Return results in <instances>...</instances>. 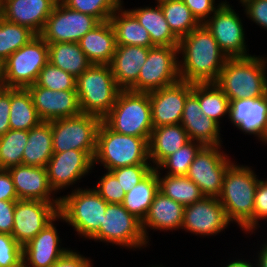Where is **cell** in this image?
I'll use <instances>...</instances> for the list:
<instances>
[{
  "instance_id": "cell-1",
  "label": "cell",
  "mask_w": 267,
  "mask_h": 267,
  "mask_svg": "<svg viewBox=\"0 0 267 267\" xmlns=\"http://www.w3.org/2000/svg\"><path fill=\"white\" fill-rule=\"evenodd\" d=\"M178 53L180 80L189 83H215L228 59L204 24L179 39Z\"/></svg>"
},
{
  "instance_id": "cell-2",
  "label": "cell",
  "mask_w": 267,
  "mask_h": 267,
  "mask_svg": "<svg viewBox=\"0 0 267 267\" xmlns=\"http://www.w3.org/2000/svg\"><path fill=\"white\" fill-rule=\"evenodd\" d=\"M248 166L232 163L223 179L218 197L230 222L237 223L245 232H253L254 198L259 182Z\"/></svg>"
},
{
  "instance_id": "cell-3",
  "label": "cell",
  "mask_w": 267,
  "mask_h": 267,
  "mask_svg": "<svg viewBox=\"0 0 267 267\" xmlns=\"http://www.w3.org/2000/svg\"><path fill=\"white\" fill-rule=\"evenodd\" d=\"M267 58L255 55L228 58L216 85L231 100L260 98L267 94Z\"/></svg>"
},
{
  "instance_id": "cell-4",
  "label": "cell",
  "mask_w": 267,
  "mask_h": 267,
  "mask_svg": "<svg viewBox=\"0 0 267 267\" xmlns=\"http://www.w3.org/2000/svg\"><path fill=\"white\" fill-rule=\"evenodd\" d=\"M149 139L116 133L102 121L97 131L93 164L100 162L108 171L136 164H151Z\"/></svg>"
},
{
  "instance_id": "cell-5",
  "label": "cell",
  "mask_w": 267,
  "mask_h": 267,
  "mask_svg": "<svg viewBox=\"0 0 267 267\" xmlns=\"http://www.w3.org/2000/svg\"><path fill=\"white\" fill-rule=\"evenodd\" d=\"M102 121L116 133L150 138L153 124L149 93L120 90Z\"/></svg>"
},
{
  "instance_id": "cell-6",
  "label": "cell",
  "mask_w": 267,
  "mask_h": 267,
  "mask_svg": "<svg viewBox=\"0 0 267 267\" xmlns=\"http://www.w3.org/2000/svg\"><path fill=\"white\" fill-rule=\"evenodd\" d=\"M120 90L110 65L91 64L76 78V91L81 112L101 119L114 106Z\"/></svg>"
},
{
  "instance_id": "cell-7",
  "label": "cell",
  "mask_w": 267,
  "mask_h": 267,
  "mask_svg": "<svg viewBox=\"0 0 267 267\" xmlns=\"http://www.w3.org/2000/svg\"><path fill=\"white\" fill-rule=\"evenodd\" d=\"M107 204L94 188H77L60 196L59 219L74 227L79 235L91 239L100 229Z\"/></svg>"
},
{
  "instance_id": "cell-8",
  "label": "cell",
  "mask_w": 267,
  "mask_h": 267,
  "mask_svg": "<svg viewBox=\"0 0 267 267\" xmlns=\"http://www.w3.org/2000/svg\"><path fill=\"white\" fill-rule=\"evenodd\" d=\"M48 62V43L37 35L1 64L2 83L7 88H27Z\"/></svg>"
},
{
  "instance_id": "cell-9",
  "label": "cell",
  "mask_w": 267,
  "mask_h": 267,
  "mask_svg": "<svg viewBox=\"0 0 267 267\" xmlns=\"http://www.w3.org/2000/svg\"><path fill=\"white\" fill-rule=\"evenodd\" d=\"M54 153L67 150L96 151L97 131L102 119L91 114L49 121Z\"/></svg>"
},
{
  "instance_id": "cell-10",
  "label": "cell",
  "mask_w": 267,
  "mask_h": 267,
  "mask_svg": "<svg viewBox=\"0 0 267 267\" xmlns=\"http://www.w3.org/2000/svg\"><path fill=\"white\" fill-rule=\"evenodd\" d=\"M178 46H154L149 49L137 82L129 89L150 92L180 80Z\"/></svg>"
},
{
  "instance_id": "cell-11",
  "label": "cell",
  "mask_w": 267,
  "mask_h": 267,
  "mask_svg": "<svg viewBox=\"0 0 267 267\" xmlns=\"http://www.w3.org/2000/svg\"><path fill=\"white\" fill-rule=\"evenodd\" d=\"M129 248H141L148 243L141 221L122 205L108 203L99 231L91 238Z\"/></svg>"
},
{
  "instance_id": "cell-12",
  "label": "cell",
  "mask_w": 267,
  "mask_h": 267,
  "mask_svg": "<svg viewBox=\"0 0 267 267\" xmlns=\"http://www.w3.org/2000/svg\"><path fill=\"white\" fill-rule=\"evenodd\" d=\"M220 148V146H203L196 154L186 175L206 197H219L224 175L233 163Z\"/></svg>"
},
{
  "instance_id": "cell-13",
  "label": "cell",
  "mask_w": 267,
  "mask_h": 267,
  "mask_svg": "<svg viewBox=\"0 0 267 267\" xmlns=\"http://www.w3.org/2000/svg\"><path fill=\"white\" fill-rule=\"evenodd\" d=\"M100 22L93 16L65 6L60 0L46 20L40 36L48 43L78 41Z\"/></svg>"
},
{
  "instance_id": "cell-14",
  "label": "cell",
  "mask_w": 267,
  "mask_h": 267,
  "mask_svg": "<svg viewBox=\"0 0 267 267\" xmlns=\"http://www.w3.org/2000/svg\"><path fill=\"white\" fill-rule=\"evenodd\" d=\"M228 3L223 2L204 25L228 58L250 57L252 55L247 53L242 20Z\"/></svg>"
},
{
  "instance_id": "cell-15",
  "label": "cell",
  "mask_w": 267,
  "mask_h": 267,
  "mask_svg": "<svg viewBox=\"0 0 267 267\" xmlns=\"http://www.w3.org/2000/svg\"><path fill=\"white\" fill-rule=\"evenodd\" d=\"M58 214L54 203L19 199L14 209L12 236L23 247Z\"/></svg>"
},
{
  "instance_id": "cell-16",
  "label": "cell",
  "mask_w": 267,
  "mask_h": 267,
  "mask_svg": "<svg viewBox=\"0 0 267 267\" xmlns=\"http://www.w3.org/2000/svg\"><path fill=\"white\" fill-rule=\"evenodd\" d=\"M96 151L67 150L53 153L46 165L48 182L54 193L76 184L94 167Z\"/></svg>"
},
{
  "instance_id": "cell-17",
  "label": "cell",
  "mask_w": 267,
  "mask_h": 267,
  "mask_svg": "<svg viewBox=\"0 0 267 267\" xmlns=\"http://www.w3.org/2000/svg\"><path fill=\"white\" fill-rule=\"evenodd\" d=\"M226 212L218 197H206L184 206L181 229L196 235H215L230 225Z\"/></svg>"
},
{
  "instance_id": "cell-18",
  "label": "cell",
  "mask_w": 267,
  "mask_h": 267,
  "mask_svg": "<svg viewBox=\"0 0 267 267\" xmlns=\"http://www.w3.org/2000/svg\"><path fill=\"white\" fill-rule=\"evenodd\" d=\"M148 93L153 128L180 124L185 101L192 93V83L179 80L175 84Z\"/></svg>"
},
{
  "instance_id": "cell-19",
  "label": "cell",
  "mask_w": 267,
  "mask_h": 267,
  "mask_svg": "<svg viewBox=\"0 0 267 267\" xmlns=\"http://www.w3.org/2000/svg\"><path fill=\"white\" fill-rule=\"evenodd\" d=\"M40 119L49 122L79 115L81 112L76 90H54L36 83L27 87Z\"/></svg>"
},
{
  "instance_id": "cell-20",
  "label": "cell",
  "mask_w": 267,
  "mask_h": 267,
  "mask_svg": "<svg viewBox=\"0 0 267 267\" xmlns=\"http://www.w3.org/2000/svg\"><path fill=\"white\" fill-rule=\"evenodd\" d=\"M57 219L59 214L22 247V258L28 267H51L69 251L59 245L60 238L53 223Z\"/></svg>"
},
{
  "instance_id": "cell-21",
  "label": "cell",
  "mask_w": 267,
  "mask_h": 267,
  "mask_svg": "<svg viewBox=\"0 0 267 267\" xmlns=\"http://www.w3.org/2000/svg\"><path fill=\"white\" fill-rule=\"evenodd\" d=\"M230 121L246 134L267 141V94L260 98L230 101Z\"/></svg>"
},
{
  "instance_id": "cell-22",
  "label": "cell",
  "mask_w": 267,
  "mask_h": 267,
  "mask_svg": "<svg viewBox=\"0 0 267 267\" xmlns=\"http://www.w3.org/2000/svg\"><path fill=\"white\" fill-rule=\"evenodd\" d=\"M12 176L18 199L39 200L54 203L60 208V197L51 196L46 167L18 165L8 169ZM52 197V198H51Z\"/></svg>"
},
{
  "instance_id": "cell-23",
  "label": "cell",
  "mask_w": 267,
  "mask_h": 267,
  "mask_svg": "<svg viewBox=\"0 0 267 267\" xmlns=\"http://www.w3.org/2000/svg\"><path fill=\"white\" fill-rule=\"evenodd\" d=\"M59 0H3V19L29 28L36 35Z\"/></svg>"
},
{
  "instance_id": "cell-24",
  "label": "cell",
  "mask_w": 267,
  "mask_h": 267,
  "mask_svg": "<svg viewBox=\"0 0 267 267\" xmlns=\"http://www.w3.org/2000/svg\"><path fill=\"white\" fill-rule=\"evenodd\" d=\"M150 48L137 45L116 46L110 66L121 90H129L137 82Z\"/></svg>"
},
{
  "instance_id": "cell-25",
  "label": "cell",
  "mask_w": 267,
  "mask_h": 267,
  "mask_svg": "<svg viewBox=\"0 0 267 267\" xmlns=\"http://www.w3.org/2000/svg\"><path fill=\"white\" fill-rule=\"evenodd\" d=\"M184 206L158 191L149 210L141 222L143 235L147 242L149 236L147 229L177 230L182 227ZM148 227V228H147Z\"/></svg>"
},
{
  "instance_id": "cell-26",
  "label": "cell",
  "mask_w": 267,
  "mask_h": 267,
  "mask_svg": "<svg viewBox=\"0 0 267 267\" xmlns=\"http://www.w3.org/2000/svg\"><path fill=\"white\" fill-rule=\"evenodd\" d=\"M80 48L91 64L110 65L116 51V38L108 21L100 22L79 41Z\"/></svg>"
},
{
  "instance_id": "cell-27",
  "label": "cell",
  "mask_w": 267,
  "mask_h": 267,
  "mask_svg": "<svg viewBox=\"0 0 267 267\" xmlns=\"http://www.w3.org/2000/svg\"><path fill=\"white\" fill-rule=\"evenodd\" d=\"M189 141L187 131L181 124L154 127L148 142L149 160L152 161L153 168Z\"/></svg>"
},
{
  "instance_id": "cell-28",
  "label": "cell",
  "mask_w": 267,
  "mask_h": 267,
  "mask_svg": "<svg viewBox=\"0 0 267 267\" xmlns=\"http://www.w3.org/2000/svg\"><path fill=\"white\" fill-rule=\"evenodd\" d=\"M109 22L113 27L117 45L154 47L148 31L129 10H124L122 5L112 14Z\"/></svg>"
},
{
  "instance_id": "cell-29",
  "label": "cell",
  "mask_w": 267,
  "mask_h": 267,
  "mask_svg": "<svg viewBox=\"0 0 267 267\" xmlns=\"http://www.w3.org/2000/svg\"><path fill=\"white\" fill-rule=\"evenodd\" d=\"M53 153L51 123L42 121L28 131L22 164L46 167Z\"/></svg>"
},
{
  "instance_id": "cell-30",
  "label": "cell",
  "mask_w": 267,
  "mask_h": 267,
  "mask_svg": "<svg viewBox=\"0 0 267 267\" xmlns=\"http://www.w3.org/2000/svg\"><path fill=\"white\" fill-rule=\"evenodd\" d=\"M129 11L138 19L140 24L148 31L151 42L154 46H178L179 39L170 30L168 22L160 5L157 3L155 8L145 7L129 9Z\"/></svg>"
},
{
  "instance_id": "cell-31",
  "label": "cell",
  "mask_w": 267,
  "mask_h": 267,
  "mask_svg": "<svg viewBox=\"0 0 267 267\" xmlns=\"http://www.w3.org/2000/svg\"><path fill=\"white\" fill-rule=\"evenodd\" d=\"M48 61L75 78L91 65L79 44L75 42L48 44Z\"/></svg>"
},
{
  "instance_id": "cell-32",
  "label": "cell",
  "mask_w": 267,
  "mask_h": 267,
  "mask_svg": "<svg viewBox=\"0 0 267 267\" xmlns=\"http://www.w3.org/2000/svg\"><path fill=\"white\" fill-rule=\"evenodd\" d=\"M41 122L28 89L10 88V129L29 131Z\"/></svg>"
},
{
  "instance_id": "cell-33",
  "label": "cell",
  "mask_w": 267,
  "mask_h": 267,
  "mask_svg": "<svg viewBox=\"0 0 267 267\" xmlns=\"http://www.w3.org/2000/svg\"><path fill=\"white\" fill-rule=\"evenodd\" d=\"M159 191L157 169L154 168L144 179L125 194L122 205L141 222Z\"/></svg>"
},
{
  "instance_id": "cell-34",
  "label": "cell",
  "mask_w": 267,
  "mask_h": 267,
  "mask_svg": "<svg viewBox=\"0 0 267 267\" xmlns=\"http://www.w3.org/2000/svg\"><path fill=\"white\" fill-rule=\"evenodd\" d=\"M192 94L199 100L203 114L219 125V119L228 114L230 100L216 83H192Z\"/></svg>"
},
{
  "instance_id": "cell-35",
  "label": "cell",
  "mask_w": 267,
  "mask_h": 267,
  "mask_svg": "<svg viewBox=\"0 0 267 267\" xmlns=\"http://www.w3.org/2000/svg\"><path fill=\"white\" fill-rule=\"evenodd\" d=\"M157 3L161 7L170 30L178 39L201 25L183 0H158Z\"/></svg>"
},
{
  "instance_id": "cell-36",
  "label": "cell",
  "mask_w": 267,
  "mask_h": 267,
  "mask_svg": "<svg viewBox=\"0 0 267 267\" xmlns=\"http://www.w3.org/2000/svg\"><path fill=\"white\" fill-rule=\"evenodd\" d=\"M160 174V170L157 169L159 191L181 205H191L204 197L199 187L187 176L166 174L160 177Z\"/></svg>"
},
{
  "instance_id": "cell-37",
  "label": "cell",
  "mask_w": 267,
  "mask_h": 267,
  "mask_svg": "<svg viewBox=\"0 0 267 267\" xmlns=\"http://www.w3.org/2000/svg\"><path fill=\"white\" fill-rule=\"evenodd\" d=\"M37 36L29 28L0 20V65L22 46Z\"/></svg>"
},
{
  "instance_id": "cell-38",
  "label": "cell",
  "mask_w": 267,
  "mask_h": 267,
  "mask_svg": "<svg viewBox=\"0 0 267 267\" xmlns=\"http://www.w3.org/2000/svg\"><path fill=\"white\" fill-rule=\"evenodd\" d=\"M28 141V131L9 130L0 137V169L8 170L22 164L23 152Z\"/></svg>"
},
{
  "instance_id": "cell-39",
  "label": "cell",
  "mask_w": 267,
  "mask_h": 267,
  "mask_svg": "<svg viewBox=\"0 0 267 267\" xmlns=\"http://www.w3.org/2000/svg\"><path fill=\"white\" fill-rule=\"evenodd\" d=\"M191 141L199 142L203 146H221L220 125L205 114L196 121H181Z\"/></svg>"
},
{
  "instance_id": "cell-40",
  "label": "cell",
  "mask_w": 267,
  "mask_h": 267,
  "mask_svg": "<svg viewBox=\"0 0 267 267\" xmlns=\"http://www.w3.org/2000/svg\"><path fill=\"white\" fill-rule=\"evenodd\" d=\"M202 147L201 143L190 140L176 152L166 157L156 169H168L166 171L168 175L186 176L191 163Z\"/></svg>"
},
{
  "instance_id": "cell-41",
  "label": "cell",
  "mask_w": 267,
  "mask_h": 267,
  "mask_svg": "<svg viewBox=\"0 0 267 267\" xmlns=\"http://www.w3.org/2000/svg\"><path fill=\"white\" fill-rule=\"evenodd\" d=\"M65 6L95 17L99 22L108 21L122 5L121 0H60Z\"/></svg>"
},
{
  "instance_id": "cell-42",
  "label": "cell",
  "mask_w": 267,
  "mask_h": 267,
  "mask_svg": "<svg viewBox=\"0 0 267 267\" xmlns=\"http://www.w3.org/2000/svg\"><path fill=\"white\" fill-rule=\"evenodd\" d=\"M36 84L57 90H76V78L48 62L40 71Z\"/></svg>"
},
{
  "instance_id": "cell-43",
  "label": "cell",
  "mask_w": 267,
  "mask_h": 267,
  "mask_svg": "<svg viewBox=\"0 0 267 267\" xmlns=\"http://www.w3.org/2000/svg\"><path fill=\"white\" fill-rule=\"evenodd\" d=\"M152 164H136L120 167L110 170L120 182V185L127 193L142 179H144L152 170Z\"/></svg>"
},
{
  "instance_id": "cell-44",
  "label": "cell",
  "mask_w": 267,
  "mask_h": 267,
  "mask_svg": "<svg viewBox=\"0 0 267 267\" xmlns=\"http://www.w3.org/2000/svg\"><path fill=\"white\" fill-rule=\"evenodd\" d=\"M93 188L107 203L122 204L125 199L126 192L111 171L107 170Z\"/></svg>"
},
{
  "instance_id": "cell-45",
  "label": "cell",
  "mask_w": 267,
  "mask_h": 267,
  "mask_svg": "<svg viewBox=\"0 0 267 267\" xmlns=\"http://www.w3.org/2000/svg\"><path fill=\"white\" fill-rule=\"evenodd\" d=\"M22 260V246L12 235L0 233V267H13Z\"/></svg>"
},
{
  "instance_id": "cell-46",
  "label": "cell",
  "mask_w": 267,
  "mask_h": 267,
  "mask_svg": "<svg viewBox=\"0 0 267 267\" xmlns=\"http://www.w3.org/2000/svg\"><path fill=\"white\" fill-rule=\"evenodd\" d=\"M240 3L248 18L267 29V0H242Z\"/></svg>"
},
{
  "instance_id": "cell-47",
  "label": "cell",
  "mask_w": 267,
  "mask_h": 267,
  "mask_svg": "<svg viewBox=\"0 0 267 267\" xmlns=\"http://www.w3.org/2000/svg\"><path fill=\"white\" fill-rule=\"evenodd\" d=\"M267 219V181L259 180L254 198L253 231L259 226L258 220Z\"/></svg>"
},
{
  "instance_id": "cell-48",
  "label": "cell",
  "mask_w": 267,
  "mask_h": 267,
  "mask_svg": "<svg viewBox=\"0 0 267 267\" xmlns=\"http://www.w3.org/2000/svg\"><path fill=\"white\" fill-rule=\"evenodd\" d=\"M184 3L189 7L192 14L196 19L204 24L212 13H214L220 5L224 2H220L215 6V0H183Z\"/></svg>"
},
{
  "instance_id": "cell-49",
  "label": "cell",
  "mask_w": 267,
  "mask_h": 267,
  "mask_svg": "<svg viewBox=\"0 0 267 267\" xmlns=\"http://www.w3.org/2000/svg\"><path fill=\"white\" fill-rule=\"evenodd\" d=\"M16 201L17 200H0V233L12 235Z\"/></svg>"
},
{
  "instance_id": "cell-50",
  "label": "cell",
  "mask_w": 267,
  "mask_h": 267,
  "mask_svg": "<svg viewBox=\"0 0 267 267\" xmlns=\"http://www.w3.org/2000/svg\"><path fill=\"white\" fill-rule=\"evenodd\" d=\"M51 267H92L91 260L85 256L69 250L64 256L58 259Z\"/></svg>"
},
{
  "instance_id": "cell-51",
  "label": "cell",
  "mask_w": 267,
  "mask_h": 267,
  "mask_svg": "<svg viewBox=\"0 0 267 267\" xmlns=\"http://www.w3.org/2000/svg\"><path fill=\"white\" fill-rule=\"evenodd\" d=\"M0 200H19L8 170L0 169Z\"/></svg>"
},
{
  "instance_id": "cell-52",
  "label": "cell",
  "mask_w": 267,
  "mask_h": 267,
  "mask_svg": "<svg viewBox=\"0 0 267 267\" xmlns=\"http://www.w3.org/2000/svg\"><path fill=\"white\" fill-rule=\"evenodd\" d=\"M10 88L0 95V137L10 130Z\"/></svg>"
},
{
  "instance_id": "cell-53",
  "label": "cell",
  "mask_w": 267,
  "mask_h": 267,
  "mask_svg": "<svg viewBox=\"0 0 267 267\" xmlns=\"http://www.w3.org/2000/svg\"><path fill=\"white\" fill-rule=\"evenodd\" d=\"M202 114L199 100L191 93L185 101L181 121H196Z\"/></svg>"
},
{
  "instance_id": "cell-54",
  "label": "cell",
  "mask_w": 267,
  "mask_h": 267,
  "mask_svg": "<svg viewBox=\"0 0 267 267\" xmlns=\"http://www.w3.org/2000/svg\"><path fill=\"white\" fill-rule=\"evenodd\" d=\"M262 246L258 255V260H256L257 263H255L257 267H267V243Z\"/></svg>"
},
{
  "instance_id": "cell-55",
  "label": "cell",
  "mask_w": 267,
  "mask_h": 267,
  "mask_svg": "<svg viewBox=\"0 0 267 267\" xmlns=\"http://www.w3.org/2000/svg\"><path fill=\"white\" fill-rule=\"evenodd\" d=\"M255 264H251V262H247L246 260H235L231 261L229 264H227L225 267H254ZM256 267V266H255Z\"/></svg>"
},
{
  "instance_id": "cell-56",
  "label": "cell",
  "mask_w": 267,
  "mask_h": 267,
  "mask_svg": "<svg viewBox=\"0 0 267 267\" xmlns=\"http://www.w3.org/2000/svg\"><path fill=\"white\" fill-rule=\"evenodd\" d=\"M3 0H0V20L3 18Z\"/></svg>"
},
{
  "instance_id": "cell-57",
  "label": "cell",
  "mask_w": 267,
  "mask_h": 267,
  "mask_svg": "<svg viewBox=\"0 0 267 267\" xmlns=\"http://www.w3.org/2000/svg\"><path fill=\"white\" fill-rule=\"evenodd\" d=\"M13 267H28V266H27L26 263L22 260V261H20L17 265H15V266H13Z\"/></svg>"
},
{
  "instance_id": "cell-58",
  "label": "cell",
  "mask_w": 267,
  "mask_h": 267,
  "mask_svg": "<svg viewBox=\"0 0 267 267\" xmlns=\"http://www.w3.org/2000/svg\"><path fill=\"white\" fill-rule=\"evenodd\" d=\"M6 88L7 87L3 83L0 84V95L6 90Z\"/></svg>"
},
{
  "instance_id": "cell-59",
  "label": "cell",
  "mask_w": 267,
  "mask_h": 267,
  "mask_svg": "<svg viewBox=\"0 0 267 267\" xmlns=\"http://www.w3.org/2000/svg\"><path fill=\"white\" fill-rule=\"evenodd\" d=\"M2 83V78H1V65H0V84Z\"/></svg>"
}]
</instances>
